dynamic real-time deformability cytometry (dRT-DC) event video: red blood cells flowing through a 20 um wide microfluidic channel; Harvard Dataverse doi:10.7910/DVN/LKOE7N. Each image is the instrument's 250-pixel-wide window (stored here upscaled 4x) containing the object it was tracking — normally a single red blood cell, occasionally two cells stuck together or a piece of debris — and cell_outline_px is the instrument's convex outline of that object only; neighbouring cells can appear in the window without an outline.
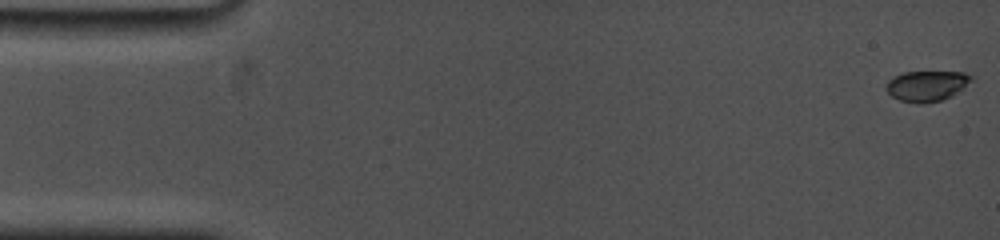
{"species": "common noctule bat (a hibernating species)", "species_latin": "Nyctalus noctula", "temperature_condition": "cold", "stored_images_in_passage": 54, "camera_frame_rate_fps": 5000, "um_per_image_px": 0.085, "animal": {"sex": "female", "body_mass_g": 19.0, "forearm_length_mm": 53.3}, "frame": {"image": 1, "passage_image": 1, "time_ms": 0.0, "image_size_px": [1000, 240], "cell_outline_px": [[972, 80], [960, 92], [952, 96], [940, 100], [920, 104], [900, 100], [892, 96], [884, 88], [888, 80], [892, 76], [904, 72], [964, 72], [972, 76]], "centroid_in_image_um": [78.77, 7.29], "position_along_channel_um": 6.2, "area_um2": 15.26}}
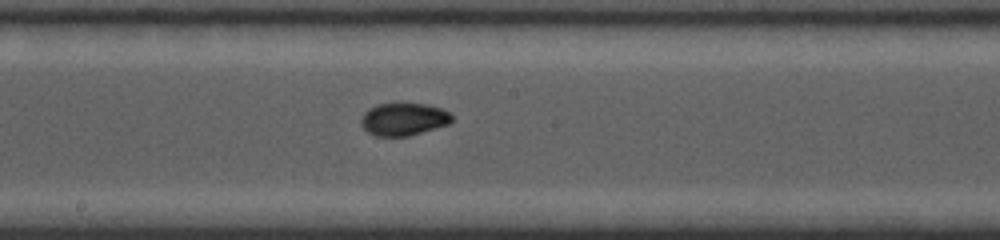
{"frame": {"image": 2, "passage_image": 27, "time_ms": 9.2, "image_size_px": [1000, 240], "cell_outline_px": [[452, 120], [448, 124], [408, 136], [376, 136], [368, 132], [360, 124], [360, 120], [364, 112], [368, 108], [376, 104], [400, 100], [428, 104], [452, 112]], "centroid_in_image_um": [34.29, 10.07], "position_along_channel_um": 213.9, "area_um2": 17.98}}
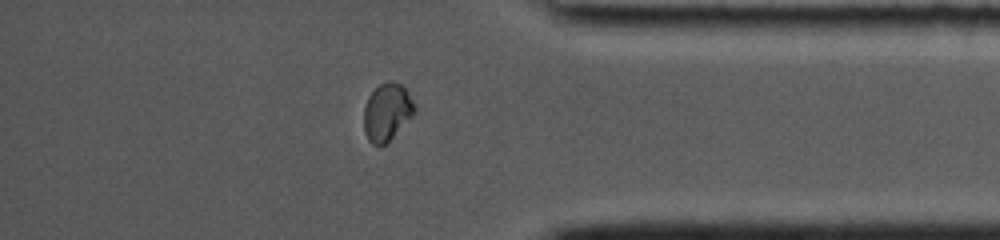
{"frame": {"image": 3, "passage_image": 47, "time_ms": 14.4, "image_size_px": [1000, 240], "cell_outline_px": [[416, 112], [384, 144], [372, 144], [368, 140], [364, 132], [364, 108], [368, 96], [380, 84], [388, 80], [392, 80], [400, 84], [408, 92], [416, 108]], "centroid_in_image_um": [32.88, 9.49], "position_along_channel_um": 402.3, "area_um2": 16.7}, "authors_computed_cell_mechanics": {"area_um2": 17.1955, "velocity_mm_per_s": 3.7375, "shape_relaxation_time_tau1_ms": 7.4005, "shape_relaxation_time_tau2_ms": null, "deformation_change_tau1": 0.2139, "deformation_change_tau2": null}}